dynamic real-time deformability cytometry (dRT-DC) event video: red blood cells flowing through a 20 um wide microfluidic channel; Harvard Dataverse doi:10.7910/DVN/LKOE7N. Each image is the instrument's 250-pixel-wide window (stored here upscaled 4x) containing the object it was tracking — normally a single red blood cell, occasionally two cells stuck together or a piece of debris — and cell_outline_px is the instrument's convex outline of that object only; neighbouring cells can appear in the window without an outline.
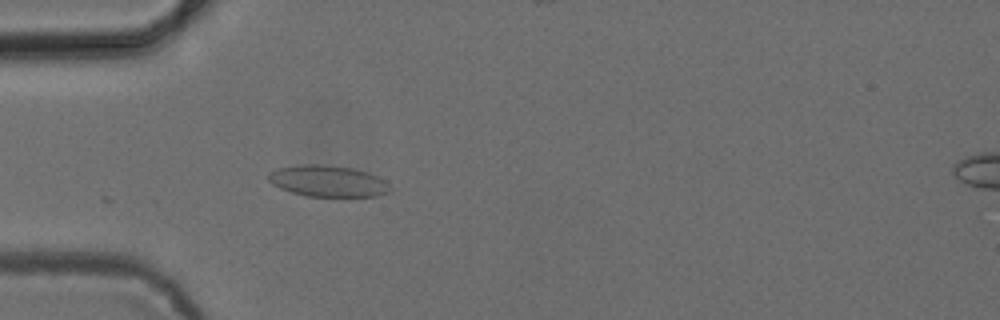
{"species": "common noctule bat (a hibernating species)", "species_latin": "Nyctalus noctula", "temperature_condition": "cold", "stored_images_in_passage": 19, "camera_frame_rate_fps": 3000, "um_per_image_px": 0.085, "animal": {"sex": "female", "body_mass_g": 24.6, "forearm_length_mm": 56.2}, "frame": {"image": 1, "passage_image": 16, "time_ms": 5.0, "image_size_px": [1000, 320], "cell_outline_px": [[392, 188], [388, 192], [376, 196], [308, 196], [292, 192], [280, 188], [272, 184], [268, 180], [268, 172], [276, 168], [304, 164], [320, 164], [352, 168], [368, 172], [384, 180]], "centroid_in_image_um": [27.84, 15.38], "position_along_channel_um": 57.2, "area_um2": 22.14}}
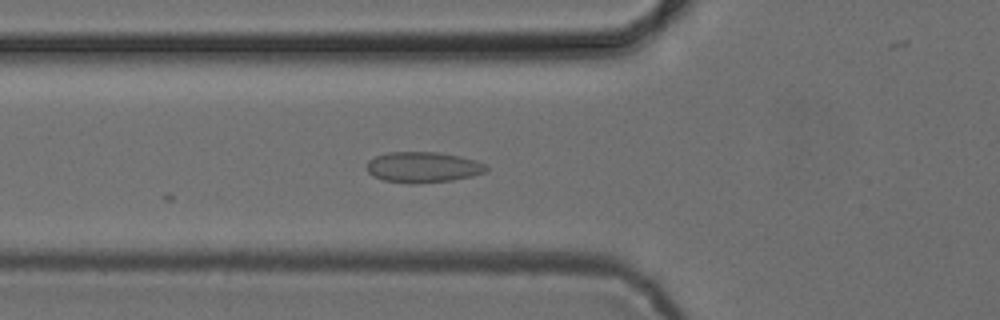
{"frame": {"image": 2, "passage_image": 19, "time_ms": 6.0, "image_size_px": [1000, 320], "cell_outline_px": [[488, 168], [484, 172], [472, 176], [452, 180], [412, 184], [408, 184], [384, 180], [372, 176], [368, 172], [368, 160], [376, 156], [388, 152], [436, 152], [460, 156], [476, 160], [484, 164]], "centroid_in_image_um": [35.94, 14.21], "position_along_channel_um": 89.9, "area_um2": 21.33}}